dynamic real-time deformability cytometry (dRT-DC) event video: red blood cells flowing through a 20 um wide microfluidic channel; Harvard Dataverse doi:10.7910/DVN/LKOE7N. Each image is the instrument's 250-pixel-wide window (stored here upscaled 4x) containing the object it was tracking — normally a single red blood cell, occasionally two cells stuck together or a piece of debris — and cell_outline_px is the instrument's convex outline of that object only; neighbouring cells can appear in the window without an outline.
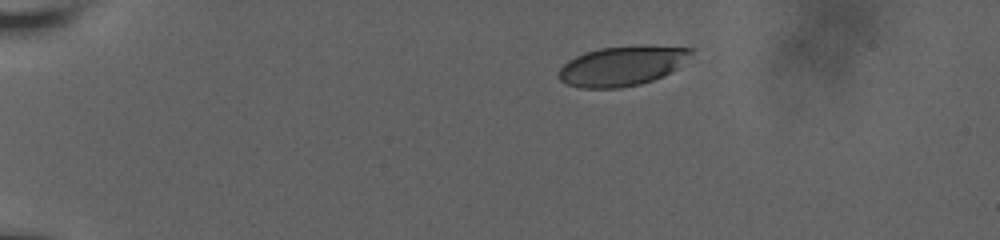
{"species": "human", "species_latin": "Homo sapiens", "temperature_condition": "room temperature", "stored_images_in_passage": 46, "camera_frame_rate_fps": 3000, "um_per_image_px": 0.085, "donor": {"sex": "male"}, "frame": {"image": 1, "passage_image": 1, "time_ms": 0.0, "image_size_px": [1000, 240], "cell_outline_px": [[696, 48], [676, 68], [664, 76], [640, 84], [620, 88], [580, 88], [568, 84], [560, 80], [560, 68], [568, 60], [584, 52], [600, 48], [640, 44]], "centroid_in_image_um": [52.88, 5.58], "position_along_channel_um": 32.1, "area_um2": 30.69}}
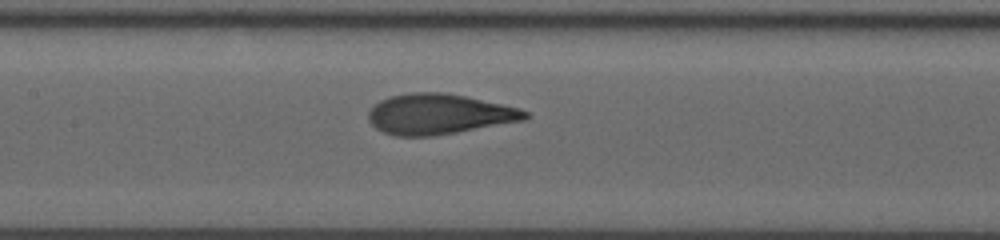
{"frame": {"image": 2, "passage_image": 19, "time_ms": 6.0, "image_size_px": [1000, 240], "cell_outline_px": [[528, 116], [524, 120], [456, 132], [432, 136], [396, 136], [384, 132], [376, 128], [368, 120], [368, 112], [380, 100], [388, 96], [408, 92], [444, 92], [464, 96], [520, 108], [528, 112]], "centroid_in_image_um": [37.27, 9.69], "position_along_channel_um": 170.1, "area_um2": 36.65}}
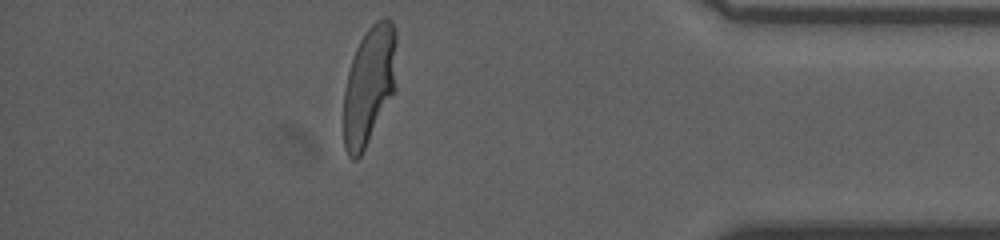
{"frame": {"image": 3, "passage_image": 40, "time_ms": 13.0, "image_size_px": [1000, 240], "cell_outline_px": [[396, 88], [360, 156], [356, 160], [352, 160], [348, 156], [344, 148], [344, 88], [348, 72], [356, 48], [360, 40], [368, 28], [376, 20], [384, 16], [388, 16], [392, 20], [396, 32]], "centroid_in_image_um": [31.39, 7.19], "position_along_channel_um": 403.8, "area_um2": 36.7}, "authors_computed_cell_mechanics": {"area_um2": 36.4718, "velocity_mm_per_s": 3.7818, "shape_relaxation_time_tau1_ms": 4.5933, "shape_relaxation_time_tau2_ms": null, "deformation_change_tau1": 0.2036, "deformation_change_tau2": null}}